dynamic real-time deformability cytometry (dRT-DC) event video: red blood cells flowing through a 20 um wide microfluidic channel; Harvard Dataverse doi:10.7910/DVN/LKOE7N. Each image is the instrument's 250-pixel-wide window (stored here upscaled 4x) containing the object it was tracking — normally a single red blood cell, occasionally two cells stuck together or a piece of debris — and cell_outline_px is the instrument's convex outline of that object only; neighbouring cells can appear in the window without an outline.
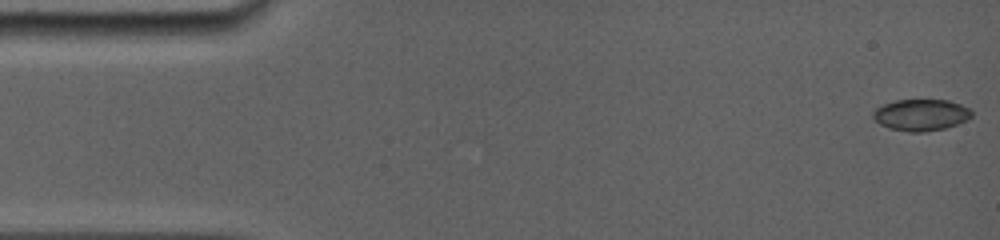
{"species": "common noctule bat (a hibernating species)", "species_latin": "Nyctalus noctula", "temperature_condition": "room temperature", "stored_images_in_passage": 47, "camera_frame_rate_fps": 5000, "um_per_image_px": 0.085, "animal": {"sex": "female", "body_mass_g": 19.0, "forearm_length_mm": 56.7}, "frame": {"image": 1, "passage_image": 1, "time_ms": 0.0, "image_size_px": [1000, 240], "cell_outline_px": [[972, 116], [968, 120], [944, 128], [924, 132], [908, 132], [888, 128], [880, 124], [872, 116], [872, 112], [876, 108], [884, 104], [896, 100], [948, 100], [972, 108]], "centroid_in_image_um": [78.3, 9.77], "position_along_channel_um": 6.7, "area_um2": 18.21}}
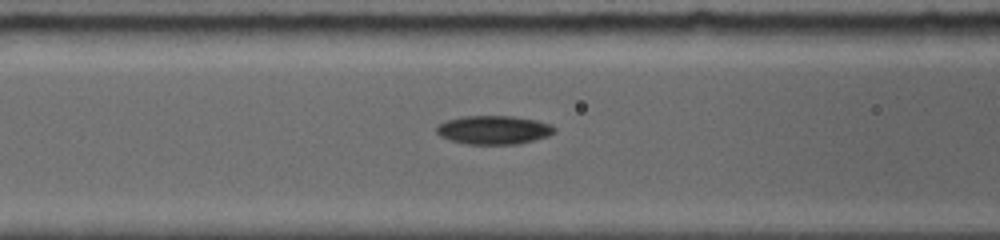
{"frame": {"image": 2, "passage_image": 26, "time_ms": 6.2, "image_size_px": [1000, 240], "cell_outline_px": [[556, 132], [548, 136], [516, 144], [468, 144], [452, 140], [440, 136], [436, 132], [436, 124], [448, 120], [464, 116], [512, 116], [536, 120], [548, 124], [556, 128]], "centroid_in_image_um": [41.95, 11.04], "position_along_channel_um": 124.6, "area_um2": 19.54}}
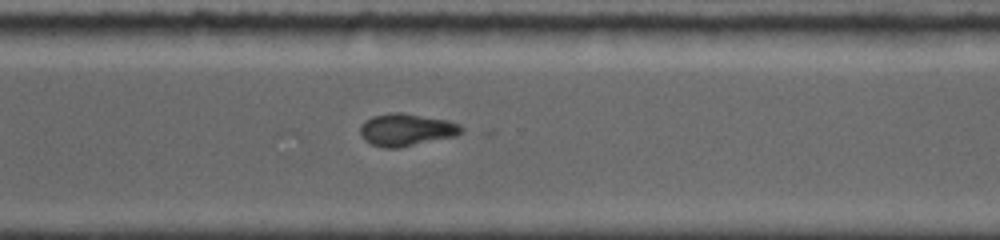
{"frame": {"image": 3, "passage_image": 47, "time_ms": 11.6, "image_size_px": [1000, 240], "cell_outline_px": [[464, 132], [456, 136], [400, 148], [384, 148], [372, 144], [364, 140], [360, 132], [360, 128], [364, 120], [372, 116], [392, 112], [400, 112], [448, 120], [460, 124], [464, 128]], "centroid_in_image_um": [34.56, 11.03], "position_along_channel_um": 336.0, "area_um2": 19.31}}